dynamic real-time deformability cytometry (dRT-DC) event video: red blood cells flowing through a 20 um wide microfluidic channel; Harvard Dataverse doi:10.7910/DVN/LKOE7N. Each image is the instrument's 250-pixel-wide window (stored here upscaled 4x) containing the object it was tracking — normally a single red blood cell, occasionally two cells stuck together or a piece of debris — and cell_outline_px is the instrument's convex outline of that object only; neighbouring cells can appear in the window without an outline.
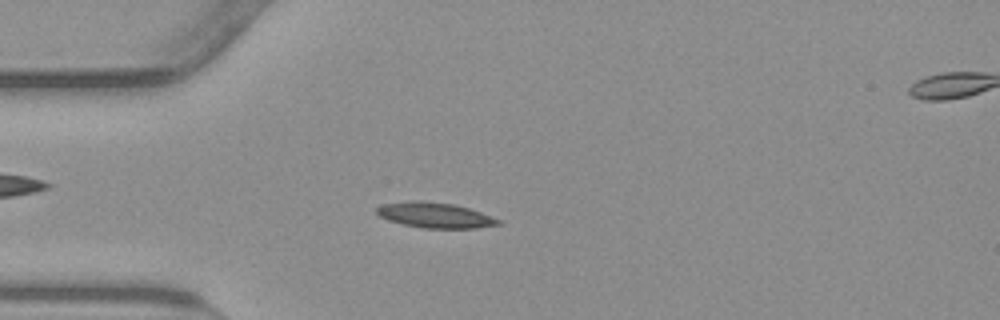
{"species": "common noctule bat (a hibernating species)", "species_latin": "Nyctalus noctula", "temperature_condition": "warm", "stored_images_in_passage": 41, "camera_frame_rate_fps": 3000, "um_per_image_px": 0.085, "animal": {"sex": "male", "body_mass_g": 23.1, "forearm_length_mm": 52.7}, "frame": {"image": 1, "passage_image": 10, "time_ms": 3.0, "image_size_px": [1000, 320], "cell_outline_px": [[500, 224], [476, 228], [424, 228], [404, 224], [388, 220], [380, 216], [376, 212], [376, 208], [380, 204], [412, 200], [416, 200], [452, 204], [468, 208], [480, 212], [500, 220]], "centroid_in_image_um": [36.92, 18.28], "position_along_channel_um": 48.1, "area_um2": 17.74}}
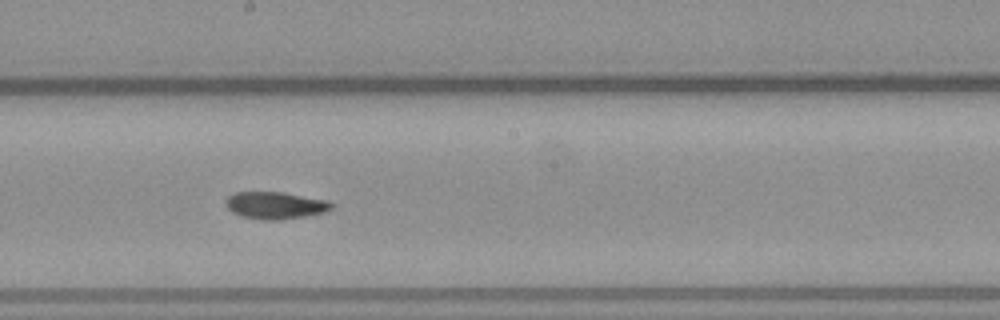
{"frame": {"image": 2, "passage_image": 25, "time_ms": 8.0, "image_size_px": [1000, 320], "cell_outline_px": [[332, 208], [328, 212], [284, 220], [260, 220], [240, 216], [232, 212], [228, 208], [224, 200], [232, 192], [284, 192], [328, 200], [332, 204]], "centroid_in_image_um": [23.4, 17.46], "position_along_channel_um": 224.8, "area_um2": 17.11}}
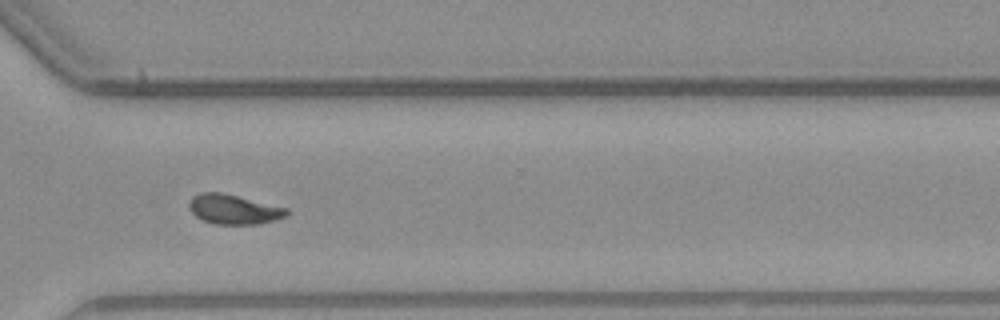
{"frame": {"image": 3, "passage_image": 35, "time_ms": 11.333, "image_size_px": [1000, 320], "cell_outline_px": [[288, 216], [276, 220], [260, 224], [216, 224], [204, 220], [196, 216], [188, 208], [188, 204], [192, 196], [200, 192], [220, 192], [288, 208]], "centroid_in_image_um": [19.87, 17.79], "position_along_channel_um": 350.7, "area_um2": 16.88}, "authors_computed_cell_mechanics": {"area_um2": 16.7042, "velocity_mm_per_s": 3.781, "shape_relaxation_time_tau1_ms": null, "shape_relaxation_time_tau2_ms": 2.5022, "deformation_change_tau1": null, "deformation_change_tau2": 0.0743}}